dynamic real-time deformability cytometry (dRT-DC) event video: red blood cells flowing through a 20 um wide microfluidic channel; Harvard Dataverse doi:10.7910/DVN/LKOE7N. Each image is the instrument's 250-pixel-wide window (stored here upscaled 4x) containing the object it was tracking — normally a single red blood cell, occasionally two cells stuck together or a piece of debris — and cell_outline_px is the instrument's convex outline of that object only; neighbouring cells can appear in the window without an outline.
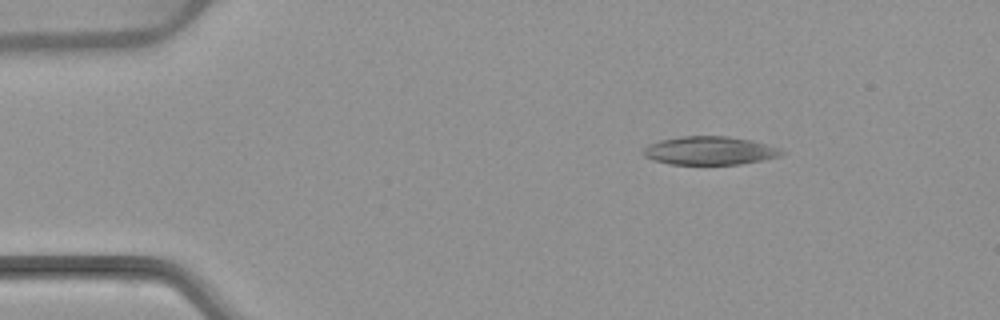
{"species": "common noctule bat (a hibernating species)", "species_latin": "Nyctalus noctula", "temperature_condition": "warm", "stored_images_in_passage": 4, "camera_frame_rate_fps": 3000, "um_per_image_px": 0.085, "animal": {"sex": "female", "body_mass_g": 22.7, "forearm_length_mm": 54.2}, "frame": {"image": 1, "passage_image": 2, "time_ms": 1.333, "image_size_px": [1000, 320], "cell_outline_px": [[784, 152], [780, 156], [764, 160], [740, 164], [668, 164], [652, 160], [644, 156], [644, 148], [648, 144], [660, 140], [680, 136], [728, 136], [752, 140], [780, 148]], "centroid_in_image_um": [60.32, 12.8], "position_along_channel_um": 24.7, "area_um2": 22.95}}